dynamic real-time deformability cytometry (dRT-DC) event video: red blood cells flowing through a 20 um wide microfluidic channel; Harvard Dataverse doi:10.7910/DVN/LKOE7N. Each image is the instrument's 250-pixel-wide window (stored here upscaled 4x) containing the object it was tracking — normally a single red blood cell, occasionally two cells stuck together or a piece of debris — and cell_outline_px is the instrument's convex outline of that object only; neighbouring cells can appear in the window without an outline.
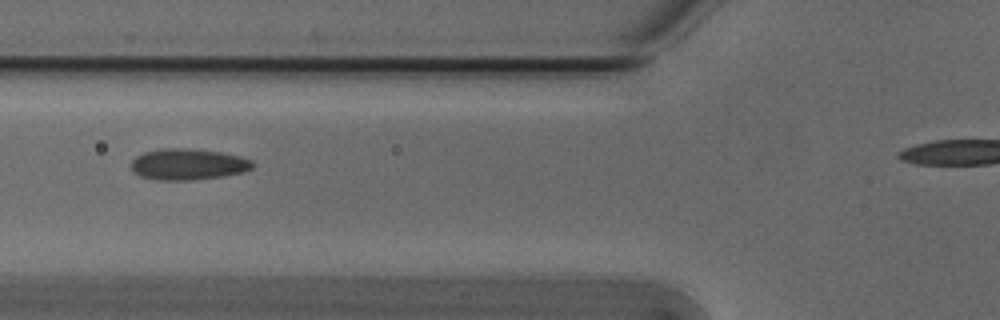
{"species": "Egyptian fruit bat (a non-hibernating species)", "species_latin": "Rousettus aegyptiacus", "temperature_condition": "cold", "stored_images_in_passage": 37, "camera_frame_rate_fps": 3000, "um_per_image_px": 0.085, "animal": {"sex": "male"}, "frame": {"image": 1, "passage_image": 10, "time_ms": 3.0, "image_size_px": [1000, 320], "cell_outline_px": [[256, 164], [252, 168], [244, 172], [224, 176], [192, 180], [156, 180], [140, 176], [132, 172], [132, 160], [136, 156], [144, 152], [160, 148], [184, 148], [220, 152], [240, 156], [252, 160]], "centroid_in_image_um": [15.99, 13.97], "position_along_channel_um": 109.8, "area_um2": 22.25}}
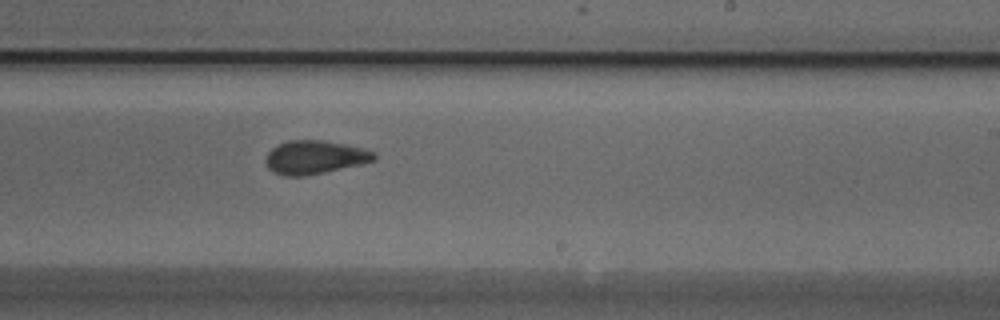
{"frame": {"image": 2, "passage_image": 22, "time_ms": 7.0, "image_size_px": [1000, 320], "cell_outline_px": [[376, 160], [364, 164], [304, 176], [284, 176], [272, 172], [268, 168], [264, 160], [268, 152], [276, 144], [288, 140], [324, 140], [364, 148], [372, 152], [376, 156]], "centroid_in_image_um": [26.73, 13.37], "position_along_channel_um": 262.3, "area_um2": 21.39}}
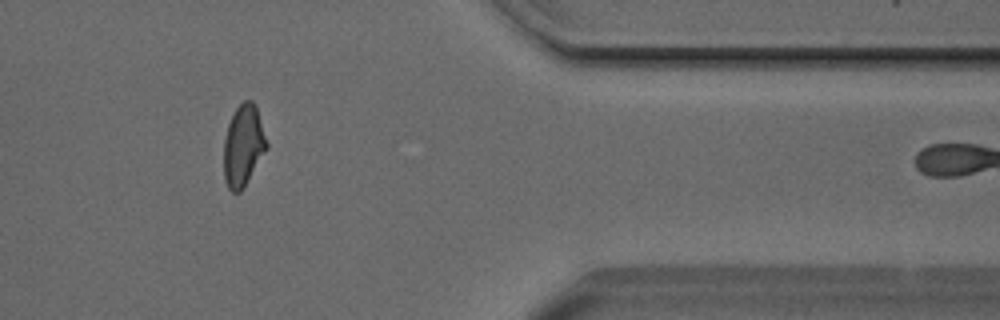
{"frame": {"image": 3, "passage_image": 34, "time_ms": 11.0, "image_size_px": [1000, 320], "cell_outline_px": [[268, 148], [244, 188], [240, 192], [232, 192], [228, 188], [224, 180], [224, 140], [228, 124], [236, 108], [244, 100], [252, 100], [256, 104], [268, 144]], "centroid_in_image_um": [20.69, 12.39], "position_along_channel_um": 390.7, "area_um2": 20.52}, "authors_computed_cell_mechanics": {"area_um2": 20.9236, "velocity_mm_per_s": 3.8163, "shape_relaxation_time_tau1_ms": 7.8376, "shape_relaxation_time_tau2_ms": 1.8593, "deformation_change_tau1": 0.1649, "deformation_change_tau2": 0.0615}}